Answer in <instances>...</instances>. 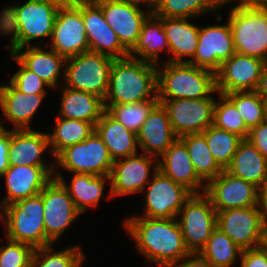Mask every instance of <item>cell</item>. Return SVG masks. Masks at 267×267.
I'll list each match as a JSON object with an SVG mask.
<instances>
[{"label":"cell","instance_id":"5bb4252c","mask_svg":"<svg viewBox=\"0 0 267 267\" xmlns=\"http://www.w3.org/2000/svg\"><path fill=\"white\" fill-rule=\"evenodd\" d=\"M204 194L210 199L216 212L260 206V189L226 170L206 184Z\"/></svg>","mask_w":267,"mask_h":267},{"label":"cell","instance_id":"7a4b0ae2","mask_svg":"<svg viewBox=\"0 0 267 267\" xmlns=\"http://www.w3.org/2000/svg\"><path fill=\"white\" fill-rule=\"evenodd\" d=\"M65 0H28L22 5H10L0 12L1 34L12 35L9 54L31 46L36 38H51L54 21Z\"/></svg>","mask_w":267,"mask_h":267},{"label":"cell","instance_id":"2e32d148","mask_svg":"<svg viewBox=\"0 0 267 267\" xmlns=\"http://www.w3.org/2000/svg\"><path fill=\"white\" fill-rule=\"evenodd\" d=\"M236 53L230 23L199 27L198 47L187 62L216 73Z\"/></svg>","mask_w":267,"mask_h":267},{"label":"cell","instance_id":"44dd1931","mask_svg":"<svg viewBox=\"0 0 267 267\" xmlns=\"http://www.w3.org/2000/svg\"><path fill=\"white\" fill-rule=\"evenodd\" d=\"M54 167L9 166L5 177L7 196L0 208L39 194L53 179Z\"/></svg>","mask_w":267,"mask_h":267},{"label":"cell","instance_id":"ab89813d","mask_svg":"<svg viewBox=\"0 0 267 267\" xmlns=\"http://www.w3.org/2000/svg\"><path fill=\"white\" fill-rule=\"evenodd\" d=\"M79 246L54 251L52 245L36 248L31 267H81L85 256Z\"/></svg>","mask_w":267,"mask_h":267},{"label":"cell","instance_id":"f1b7e54d","mask_svg":"<svg viewBox=\"0 0 267 267\" xmlns=\"http://www.w3.org/2000/svg\"><path fill=\"white\" fill-rule=\"evenodd\" d=\"M53 178L64 186L80 213L99 204L104 193L105 182L110 180V176L74 173L68 187L60 171H54Z\"/></svg>","mask_w":267,"mask_h":267},{"label":"cell","instance_id":"b9f144b4","mask_svg":"<svg viewBox=\"0 0 267 267\" xmlns=\"http://www.w3.org/2000/svg\"><path fill=\"white\" fill-rule=\"evenodd\" d=\"M7 240L0 247V267H31L34 248L30 245Z\"/></svg>","mask_w":267,"mask_h":267},{"label":"cell","instance_id":"9a60e30c","mask_svg":"<svg viewBox=\"0 0 267 267\" xmlns=\"http://www.w3.org/2000/svg\"><path fill=\"white\" fill-rule=\"evenodd\" d=\"M94 1L101 7L104 19L115 31L121 45L129 52L136 44L143 22L152 10L148 8V11H142L138 3L127 0Z\"/></svg>","mask_w":267,"mask_h":267},{"label":"cell","instance_id":"681fc988","mask_svg":"<svg viewBox=\"0 0 267 267\" xmlns=\"http://www.w3.org/2000/svg\"><path fill=\"white\" fill-rule=\"evenodd\" d=\"M236 0H218L219 6ZM238 6H267V0H238Z\"/></svg>","mask_w":267,"mask_h":267},{"label":"cell","instance_id":"d4e9b609","mask_svg":"<svg viewBox=\"0 0 267 267\" xmlns=\"http://www.w3.org/2000/svg\"><path fill=\"white\" fill-rule=\"evenodd\" d=\"M0 87V108L4 117L13 123V129H30V121L46 94L27 95L17 90L11 83ZM5 85V86H4Z\"/></svg>","mask_w":267,"mask_h":267},{"label":"cell","instance_id":"f5cc1de1","mask_svg":"<svg viewBox=\"0 0 267 267\" xmlns=\"http://www.w3.org/2000/svg\"><path fill=\"white\" fill-rule=\"evenodd\" d=\"M263 63H264V65H267V52L265 54V57L263 58Z\"/></svg>","mask_w":267,"mask_h":267},{"label":"cell","instance_id":"8d00e7d4","mask_svg":"<svg viewBox=\"0 0 267 267\" xmlns=\"http://www.w3.org/2000/svg\"><path fill=\"white\" fill-rule=\"evenodd\" d=\"M202 134L205 136L208 148L215 161L225 170L231 164L233 156L243 139L236 134L216 128L214 125L209 126Z\"/></svg>","mask_w":267,"mask_h":267},{"label":"cell","instance_id":"4316f807","mask_svg":"<svg viewBox=\"0 0 267 267\" xmlns=\"http://www.w3.org/2000/svg\"><path fill=\"white\" fill-rule=\"evenodd\" d=\"M225 170L261 189L267 180V159L248 139H243Z\"/></svg>","mask_w":267,"mask_h":267},{"label":"cell","instance_id":"8fae6325","mask_svg":"<svg viewBox=\"0 0 267 267\" xmlns=\"http://www.w3.org/2000/svg\"><path fill=\"white\" fill-rule=\"evenodd\" d=\"M186 247L191 253L199 252L217 228V212L204 194H192L177 217Z\"/></svg>","mask_w":267,"mask_h":267},{"label":"cell","instance_id":"7c38bea8","mask_svg":"<svg viewBox=\"0 0 267 267\" xmlns=\"http://www.w3.org/2000/svg\"><path fill=\"white\" fill-rule=\"evenodd\" d=\"M154 176L149 181L145 198L144 217L153 219L177 218L184 203L192 196V193L183 185L175 183L158 170V164L154 165Z\"/></svg>","mask_w":267,"mask_h":267},{"label":"cell","instance_id":"83f0119b","mask_svg":"<svg viewBox=\"0 0 267 267\" xmlns=\"http://www.w3.org/2000/svg\"><path fill=\"white\" fill-rule=\"evenodd\" d=\"M26 48L27 49L25 51H23L24 48H19L13 54L30 71L36 73L50 87L57 88L58 78L61 74H63V77L65 76V73H62L65 69H61L65 68L63 65L66 64V58L59 55L52 49L44 51L38 44L32 47L28 46Z\"/></svg>","mask_w":267,"mask_h":267},{"label":"cell","instance_id":"f35d334b","mask_svg":"<svg viewBox=\"0 0 267 267\" xmlns=\"http://www.w3.org/2000/svg\"><path fill=\"white\" fill-rule=\"evenodd\" d=\"M159 100H145L130 104L104 105L105 110L128 130L137 134Z\"/></svg>","mask_w":267,"mask_h":267},{"label":"cell","instance_id":"bcb514c9","mask_svg":"<svg viewBox=\"0 0 267 267\" xmlns=\"http://www.w3.org/2000/svg\"><path fill=\"white\" fill-rule=\"evenodd\" d=\"M11 140V130L5 127L0 128V177L9 168V146Z\"/></svg>","mask_w":267,"mask_h":267},{"label":"cell","instance_id":"cb8c5ba5","mask_svg":"<svg viewBox=\"0 0 267 267\" xmlns=\"http://www.w3.org/2000/svg\"><path fill=\"white\" fill-rule=\"evenodd\" d=\"M136 135L143 153L159 158L178 139L161 103L152 109Z\"/></svg>","mask_w":267,"mask_h":267},{"label":"cell","instance_id":"e0dca14e","mask_svg":"<svg viewBox=\"0 0 267 267\" xmlns=\"http://www.w3.org/2000/svg\"><path fill=\"white\" fill-rule=\"evenodd\" d=\"M43 205L45 234L55 243L81 213L64 186L54 178L43 189Z\"/></svg>","mask_w":267,"mask_h":267},{"label":"cell","instance_id":"db71d44e","mask_svg":"<svg viewBox=\"0 0 267 267\" xmlns=\"http://www.w3.org/2000/svg\"><path fill=\"white\" fill-rule=\"evenodd\" d=\"M4 126H3V124L0 122V128H3Z\"/></svg>","mask_w":267,"mask_h":267},{"label":"cell","instance_id":"3957f363","mask_svg":"<svg viewBox=\"0 0 267 267\" xmlns=\"http://www.w3.org/2000/svg\"><path fill=\"white\" fill-rule=\"evenodd\" d=\"M145 100H158L156 64L131 57L114 59L103 104H130Z\"/></svg>","mask_w":267,"mask_h":267},{"label":"cell","instance_id":"9c48e42d","mask_svg":"<svg viewBox=\"0 0 267 267\" xmlns=\"http://www.w3.org/2000/svg\"><path fill=\"white\" fill-rule=\"evenodd\" d=\"M51 49L67 58L89 51L82 0H65L56 15L51 36Z\"/></svg>","mask_w":267,"mask_h":267},{"label":"cell","instance_id":"5b68a950","mask_svg":"<svg viewBox=\"0 0 267 267\" xmlns=\"http://www.w3.org/2000/svg\"><path fill=\"white\" fill-rule=\"evenodd\" d=\"M0 217L6 224L7 239L30 245L34 249L53 244L46 237L44 229L43 190L3 207Z\"/></svg>","mask_w":267,"mask_h":267},{"label":"cell","instance_id":"e575fe53","mask_svg":"<svg viewBox=\"0 0 267 267\" xmlns=\"http://www.w3.org/2000/svg\"><path fill=\"white\" fill-rule=\"evenodd\" d=\"M198 253L213 267H230L242 249L217 227Z\"/></svg>","mask_w":267,"mask_h":267},{"label":"cell","instance_id":"ba28073f","mask_svg":"<svg viewBox=\"0 0 267 267\" xmlns=\"http://www.w3.org/2000/svg\"><path fill=\"white\" fill-rule=\"evenodd\" d=\"M217 227L242 250L266 244L267 223L260 206L219 211Z\"/></svg>","mask_w":267,"mask_h":267},{"label":"cell","instance_id":"f907efd6","mask_svg":"<svg viewBox=\"0 0 267 267\" xmlns=\"http://www.w3.org/2000/svg\"><path fill=\"white\" fill-rule=\"evenodd\" d=\"M260 207L263 212L265 222L267 223V180L260 189Z\"/></svg>","mask_w":267,"mask_h":267},{"label":"cell","instance_id":"f6af8a7d","mask_svg":"<svg viewBox=\"0 0 267 267\" xmlns=\"http://www.w3.org/2000/svg\"><path fill=\"white\" fill-rule=\"evenodd\" d=\"M247 139L267 159V119L251 128Z\"/></svg>","mask_w":267,"mask_h":267},{"label":"cell","instance_id":"52a82bcc","mask_svg":"<svg viewBox=\"0 0 267 267\" xmlns=\"http://www.w3.org/2000/svg\"><path fill=\"white\" fill-rule=\"evenodd\" d=\"M70 61V62H69ZM114 58L91 51L66 59L64 84L105 98Z\"/></svg>","mask_w":267,"mask_h":267},{"label":"cell","instance_id":"74e56055","mask_svg":"<svg viewBox=\"0 0 267 267\" xmlns=\"http://www.w3.org/2000/svg\"><path fill=\"white\" fill-rule=\"evenodd\" d=\"M224 95L234 104L249 129L267 119L266 101L256 91L232 92Z\"/></svg>","mask_w":267,"mask_h":267},{"label":"cell","instance_id":"4dcf8cb0","mask_svg":"<svg viewBox=\"0 0 267 267\" xmlns=\"http://www.w3.org/2000/svg\"><path fill=\"white\" fill-rule=\"evenodd\" d=\"M59 117L83 120L94 126L105 110L103 99L98 95L63 87Z\"/></svg>","mask_w":267,"mask_h":267},{"label":"cell","instance_id":"816d5d0a","mask_svg":"<svg viewBox=\"0 0 267 267\" xmlns=\"http://www.w3.org/2000/svg\"><path fill=\"white\" fill-rule=\"evenodd\" d=\"M127 1H130V2H135V3H138V4H141V2L143 3H147V7H146V10H147V8H150L151 10H153L156 6H157V4H158V2H159V0H127Z\"/></svg>","mask_w":267,"mask_h":267},{"label":"cell","instance_id":"d590c367","mask_svg":"<svg viewBox=\"0 0 267 267\" xmlns=\"http://www.w3.org/2000/svg\"><path fill=\"white\" fill-rule=\"evenodd\" d=\"M218 0H159L152 12L163 18H193L219 9Z\"/></svg>","mask_w":267,"mask_h":267},{"label":"cell","instance_id":"6da1fadb","mask_svg":"<svg viewBox=\"0 0 267 267\" xmlns=\"http://www.w3.org/2000/svg\"><path fill=\"white\" fill-rule=\"evenodd\" d=\"M137 249L151 262L169 267L191 252L185 245L177 218L132 217L124 223Z\"/></svg>","mask_w":267,"mask_h":267},{"label":"cell","instance_id":"603a6c76","mask_svg":"<svg viewBox=\"0 0 267 267\" xmlns=\"http://www.w3.org/2000/svg\"><path fill=\"white\" fill-rule=\"evenodd\" d=\"M45 132L30 129H12L9 146V166L58 167L43 161L44 150L49 149Z\"/></svg>","mask_w":267,"mask_h":267},{"label":"cell","instance_id":"7dc6e473","mask_svg":"<svg viewBox=\"0 0 267 267\" xmlns=\"http://www.w3.org/2000/svg\"><path fill=\"white\" fill-rule=\"evenodd\" d=\"M181 261H183V262H181V263L177 262L174 265H171L169 267H213L198 252L188 254Z\"/></svg>","mask_w":267,"mask_h":267},{"label":"cell","instance_id":"ffe728a7","mask_svg":"<svg viewBox=\"0 0 267 267\" xmlns=\"http://www.w3.org/2000/svg\"><path fill=\"white\" fill-rule=\"evenodd\" d=\"M152 162L158 164V159L144 153L114 161L108 181L111 183L109 197L142 192L150 181Z\"/></svg>","mask_w":267,"mask_h":267},{"label":"cell","instance_id":"277c9868","mask_svg":"<svg viewBox=\"0 0 267 267\" xmlns=\"http://www.w3.org/2000/svg\"><path fill=\"white\" fill-rule=\"evenodd\" d=\"M164 65L161 71L157 69L158 100L203 99L217 92L213 71L188 62L166 61Z\"/></svg>","mask_w":267,"mask_h":267},{"label":"cell","instance_id":"7bdbcfd3","mask_svg":"<svg viewBox=\"0 0 267 267\" xmlns=\"http://www.w3.org/2000/svg\"><path fill=\"white\" fill-rule=\"evenodd\" d=\"M10 56L20 65L19 70L10 79V83L21 93L27 95L46 94L45 87L49 85L36 73L30 71L14 54Z\"/></svg>","mask_w":267,"mask_h":267},{"label":"cell","instance_id":"f546056e","mask_svg":"<svg viewBox=\"0 0 267 267\" xmlns=\"http://www.w3.org/2000/svg\"><path fill=\"white\" fill-rule=\"evenodd\" d=\"M159 18L163 21L170 53L173 54L168 61L187 62L186 58L182 59L184 56L191 60L198 47L199 27L187 21L188 18Z\"/></svg>","mask_w":267,"mask_h":267},{"label":"cell","instance_id":"4fadbf2b","mask_svg":"<svg viewBox=\"0 0 267 267\" xmlns=\"http://www.w3.org/2000/svg\"><path fill=\"white\" fill-rule=\"evenodd\" d=\"M165 108L174 134L179 138L186 134L202 133L213 125L215 99L159 100Z\"/></svg>","mask_w":267,"mask_h":267},{"label":"cell","instance_id":"ac0fdd59","mask_svg":"<svg viewBox=\"0 0 267 267\" xmlns=\"http://www.w3.org/2000/svg\"><path fill=\"white\" fill-rule=\"evenodd\" d=\"M264 66L263 60L235 53L216 72L219 94L255 91Z\"/></svg>","mask_w":267,"mask_h":267},{"label":"cell","instance_id":"484cf974","mask_svg":"<svg viewBox=\"0 0 267 267\" xmlns=\"http://www.w3.org/2000/svg\"><path fill=\"white\" fill-rule=\"evenodd\" d=\"M96 133L106 145L113 161L137 153V135L115 120L106 110L95 125Z\"/></svg>","mask_w":267,"mask_h":267},{"label":"cell","instance_id":"c3c4849f","mask_svg":"<svg viewBox=\"0 0 267 267\" xmlns=\"http://www.w3.org/2000/svg\"><path fill=\"white\" fill-rule=\"evenodd\" d=\"M265 101L267 100V65H264L257 88L255 90Z\"/></svg>","mask_w":267,"mask_h":267},{"label":"cell","instance_id":"d6986e66","mask_svg":"<svg viewBox=\"0 0 267 267\" xmlns=\"http://www.w3.org/2000/svg\"><path fill=\"white\" fill-rule=\"evenodd\" d=\"M82 17L85 25L89 51L114 59L129 57L115 31L104 19L101 7L94 0H82Z\"/></svg>","mask_w":267,"mask_h":267},{"label":"cell","instance_id":"30bf717a","mask_svg":"<svg viewBox=\"0 0 267 267\" xmlns=\"http://www.w3.org/2000/svg\"><path fill=\"white\" fill-rule=\"evenodd\" d=\"M113 160L101 137L94 131L86 140L62 150L54 164L74 173L110 176Z\"/></svg>","mask_w":267,"mask_h":267},{"label":"cell","instance_id":"ee69618b","mask_svg":"<svg viewBox=\"0 0 267 267\" xmlns=\"http://www.w3.org/2000/svg\"><path fill=\"white\" fill-rule=\"evenodd\" d=\"M240 267H267V244L242 250Z\"/></svg>","mask_w":267,"mask_h":267},{"label":"cell","instance_id":"7402d4cb","mask_svg":"<svg viewBox=\"0 0 267 267\" xmlns=\"http://www.w3.org/2000/svg\"><path fill=\"white\" fill-rule=\"evenodd\" d=\"M158 170L175 183L183 185L192 194L205 192L206 184H203L196 174L187 147L179 138L161 155L160 159L158 158Z\"/></svg>","mask_w":267,"mask_h":267},{"label":"cell","instance_id":"8992f818","mask_svg":"<svg viewBox=\"0 0 267 267\" xmlns=\"http://www.w3.org/2000/svg\"><path fill=\"white\" fill-rule=\"evenodd\" d=\"M236 53L263 60L267 52V6H238L229 11Z\"/></svg>","mask_w":267,"mask_h":267},{"label":"cell","instance_id":"836d02e7","mask_svg":"<svg viewBox=\"0 0 267 267\" xmlns=\"http://www.w3.org/2000/svg\"><path fill=\"white\" fill-rule=\"evenodd\" d=\"M53 133H48L50 152L56 157L62 150L86 140L95 126L83 120L57 118Z\"/></svg>","mask_w":267,"mask_h":267},{"label":"cell","instance_id":"60d3db41","mask_svg":"<svg viewBox=\"0 0 267 267\" xmlns=\"http://www.w3.org/2000/svg\"><path fill=\"white\" fill-rule=\"evenodd\" d=\"M219 95L220 100L215 101L214 105L213 125L247 139L250 129L245 125L234 104L224 94Z\"/></svg>","mask_w":267,"mask_h":267},{"label":"cell","instance_id":"d6a6232c","mask_svg":"<svg viewBox=\"0 0 267 267\" xmlns=\"http://www.w3.org/2000/svg\"><path fill=\"white\" fill-rule=\"evenodd\" d=\"M179 139L187 147L193 168L204 184H207L223 171L211 154L202 133L186 134Z\"/></svg>","mask_w":267,"mask_h":267},{"label":"cell","instance_id":"1f68e13d","mask_svg":"<svg viewBox=\"0 0 267 267\" xmlns=\"http://www.w3.org/2000/svg\"><path fill=\"white\" fill-rule=\"evenodd\" d=\"M166 48L170 53L163 21L152 12L143 22L138 40L129 51V57L158 65L159 52Z\"/></svg>","mask_w":267,"mask_h":267}]
</instances>
